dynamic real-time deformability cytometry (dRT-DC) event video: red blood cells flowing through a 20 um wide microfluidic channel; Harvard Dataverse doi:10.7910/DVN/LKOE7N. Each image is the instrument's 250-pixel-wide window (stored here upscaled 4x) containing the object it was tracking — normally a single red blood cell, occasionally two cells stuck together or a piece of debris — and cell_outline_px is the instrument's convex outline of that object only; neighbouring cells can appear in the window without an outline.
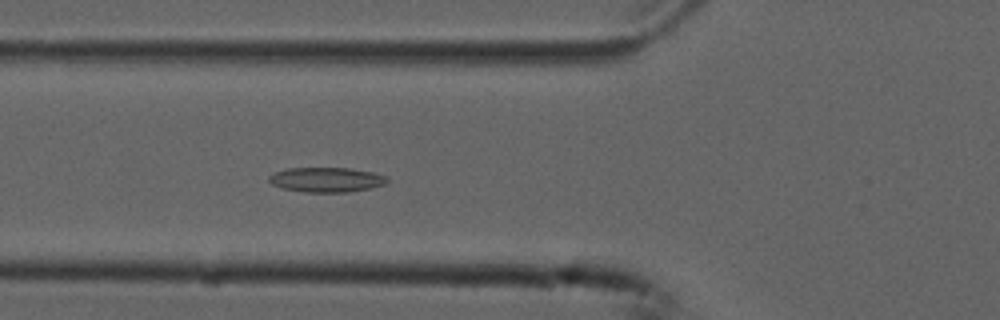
{"species": "common noctule bat (a hibernating species)", "species_latin": "Nyctalus noctula", "temperature_condition": "cold", "stored_images_in_passage": 54, "camera_frame_rate_fps": 3000, "um_per_image_px": 0.085, "animal": {"sex": "male", "forearm_length_mm": 52.5}, "frame": {"image": 1, "passage_image": 19, "time_ms": 6.0, "image_size_px": [1000, 320], "cell_outline_px": [[388, 180], [384, 184], [368, 188], [348, 192], [304, 192], [284, 188], [272, 184], [268, 180], [268, 176], [276, 172], [288, 168], [348, 168], [372, 172], [388, 176]], "centroid_in_image_um": [27.74, 15.27], "position_along_channel_um": 98.1, "area_um2": 16.88}}
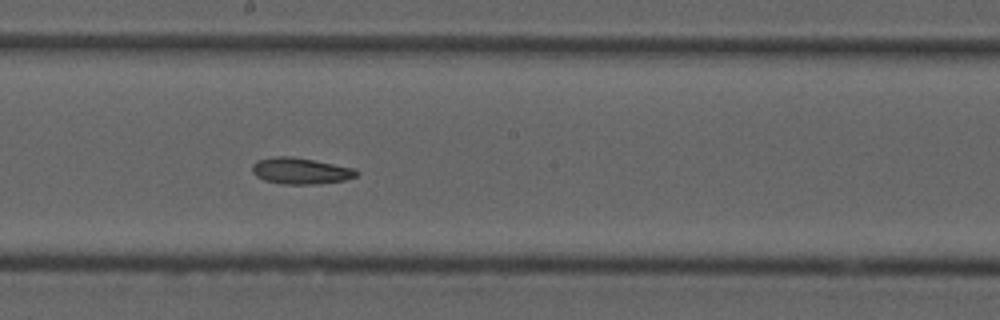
{"frame": {"image": 2, "passage_image": 29, "time_ms": 9.333, "image_size_px": [1000, 320], "cell_outline_px": [[360, 172], [356, 176], [344, 180], [320, 184], [284, 184], [264, 180], [256, 176], [252, 172], [252, 164], [256, 160], [276, 156], [292, 156], [356, 168]], "centroid_in_image_um": [25.55, 14.52], "position_along_channel_um": 222.6, "area_um2": 16.13}}
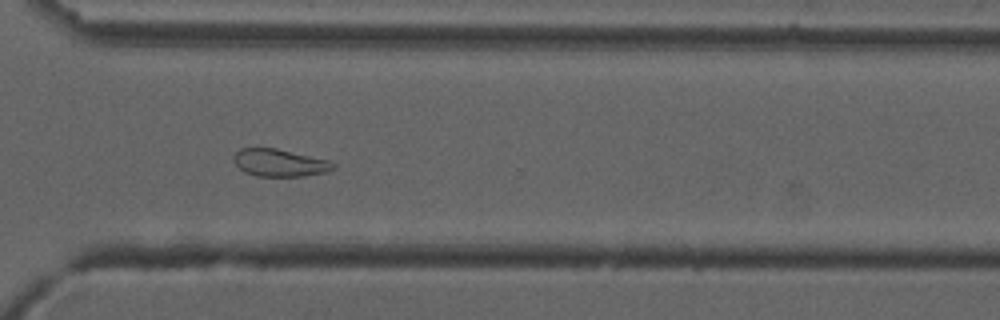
{"frame": {"image": 3, "passage_image": 39, "time_ms": 12.667, "image_size_px": [1000, 320], "cell_outline_px": [[336, 168], [328, 172], [304, 176], [256, 176], [244, 172], [232, 160], [232, 156], [240, 148], [276, 148], [328, 160], [336, 164]], "centroid_in_image_um": [23.77, 13.84], "position_along_channel_um": 346.8, "area_um2": 16.01}, "authors_computed_cell_mechanics": {"area_um2": 18.0914, "velocity_mm_per_s": 3.7312, "shape_relaxation_time_tau1_ms": null, "shape_relaxation_time_tau2_ms": 8.5325, "deformation_change_tau1": null, "deformation_change_tau2": 0.1343}}